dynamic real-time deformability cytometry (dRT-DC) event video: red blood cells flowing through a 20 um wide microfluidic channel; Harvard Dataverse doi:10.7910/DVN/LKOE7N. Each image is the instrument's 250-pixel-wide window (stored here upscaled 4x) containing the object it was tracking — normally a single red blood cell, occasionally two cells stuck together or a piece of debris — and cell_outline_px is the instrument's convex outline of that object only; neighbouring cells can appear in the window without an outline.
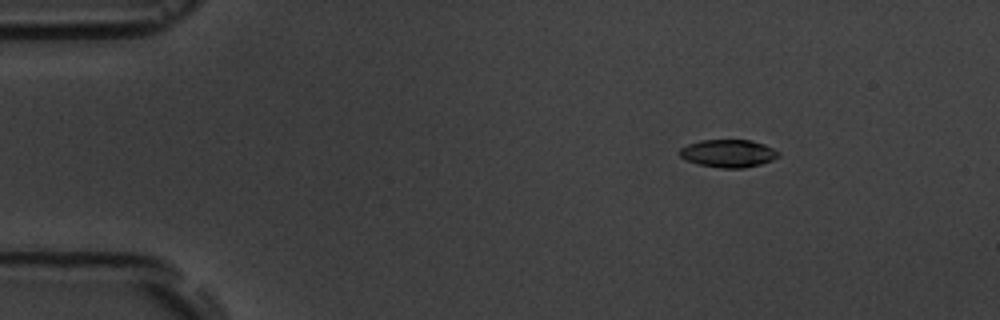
{"species": "common noctule bat (a hibernating species)", "species_latin": "Nyctalus noctula", "temperature_condition": "room temperature", "stored_images_in_passage": 5, "camera_frame_rate_fps": 3000, "um_per_image_px": 0.085, "animal": {"sex": "male", "body_mass_g": 19.5, "forearm_length_mm": 54.6}, "frame": {"image": 1, "passage_image": 2, "time_ms": 1.0, "image_size_px": [1000, 320], "cell_outline_px": [[780, 156], [772, 160], [760, 164], [744, 168], [720, 168], [700, 164], [688, 160], [680, 156], [680, 148], [688, 144], [700, 140], [752, 140], [764, 144], [780, 152]], "centroid_in_image_um": [61.93, 13.03], "position_along_channel_um": 23.1, "area_um2": 15.9}}
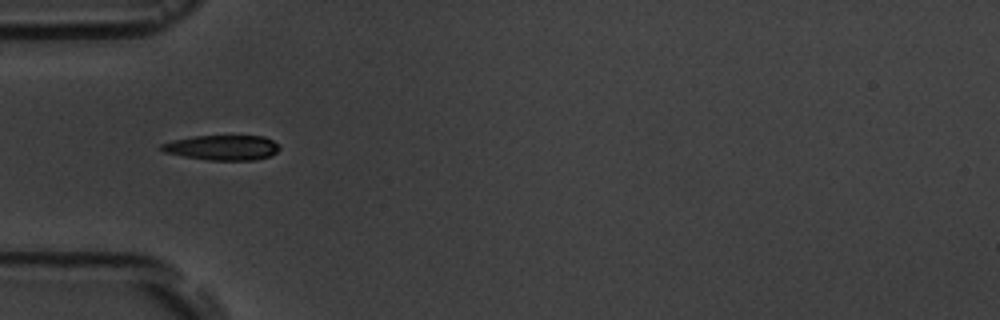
{"frame": {"image": 2, "passage_image": 4, "time_ms": 4.333, "image_size_px": [1000, 320], "cell_outline_px": [[280, 148], [276, 152], [268, 156], [252, 160], [208, 160], [184, 156], [164, 152], [160, 148], [160, 144], [172, 140], [192, 136], [264, 136], [272, 140]], "centroid_in_image_um": [18.85, 12.54], "position_along_channel_um": 66.1, "area_um2": 17.05}}
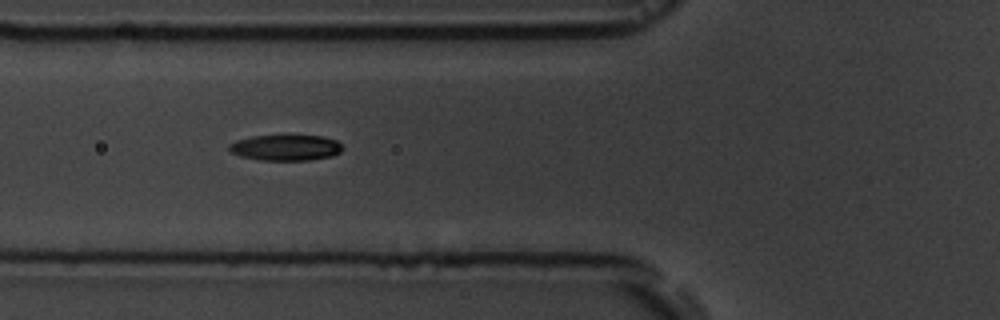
{"frame": {"image": 3, "passage_image": 5, "time_ms": 5.333, "image_size_px": [1000, 320], "cell_outline_px": [[344, 148], [340, 152], [332, 156], [308, 160], [260, 160], [240, 156], [232, 152], [228, 148], [228, 144], [236, 140], [252, 136], [284, 132], [324, 136], [336, 140]], "centroid_in_image_um": [24.29, 12.49], "position_along_channel_um": 101.5, "area_um2": 18.03}}